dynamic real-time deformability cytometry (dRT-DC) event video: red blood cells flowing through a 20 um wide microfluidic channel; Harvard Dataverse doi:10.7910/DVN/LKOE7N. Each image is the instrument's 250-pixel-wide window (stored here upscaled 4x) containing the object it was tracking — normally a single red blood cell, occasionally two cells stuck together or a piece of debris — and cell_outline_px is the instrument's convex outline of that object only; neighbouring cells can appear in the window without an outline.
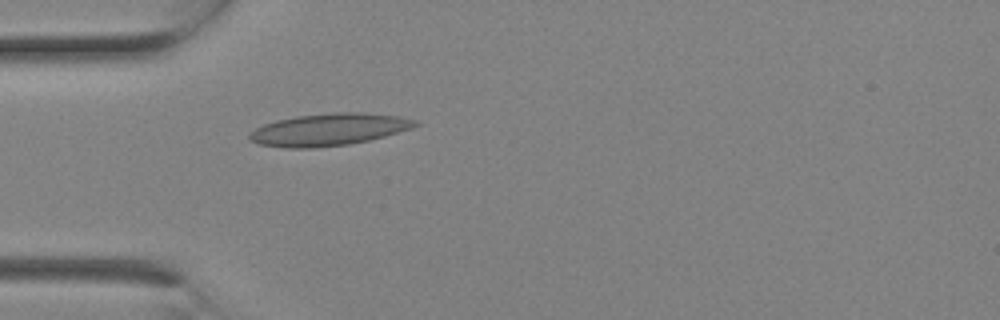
{"species": "Egyptian fruit bat (a non-hibernating species)", "species_latin": "Rousettus aegyptiacus", "temperature_condition": "room temperature", "stored_images_in_passage": 2, "camera_frame_rate_fps": 3000, "um_per_image_px": 0.085, "animal": {"sex": "female"}, "frame": {"image": 1, "passage_image": 2, "time_ms": 0.333, "image_size_px": [1000, 320], "cell_outline_px": [[420, 124], [412, 128], [384, 136], [368, 140], [348, 144], [312, 148], [284, 148], [260, 144], [252, 140], [248, 136], [256, 128], [264, 124], [276, 120], [296, 116], [336, 112], [364, 112], [400, 116], [416, 120]], "centroid_in_image_um": [27.98, 11.0], "position_along_channel_um": 57.0, "area_um2": 30.92}}